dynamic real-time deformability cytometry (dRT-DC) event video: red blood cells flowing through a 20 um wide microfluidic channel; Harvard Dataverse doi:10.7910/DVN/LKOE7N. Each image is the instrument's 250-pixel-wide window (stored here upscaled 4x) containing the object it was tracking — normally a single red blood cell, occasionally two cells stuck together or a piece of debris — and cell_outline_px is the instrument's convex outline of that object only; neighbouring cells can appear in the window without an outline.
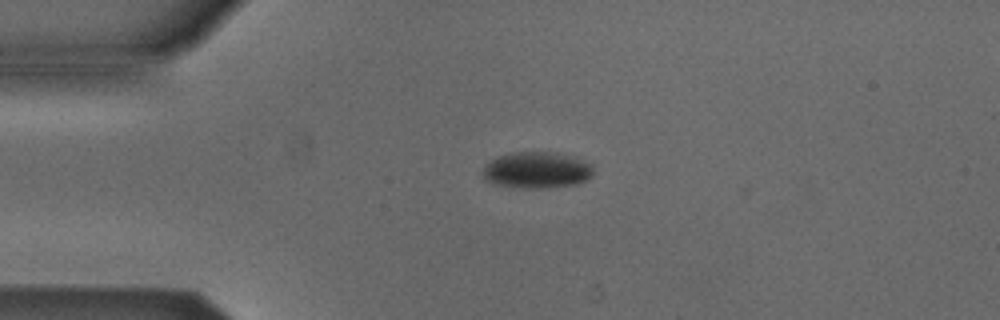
{"species": "Egyptian fruit bat (a non-hibernating species)", "species_latin": "Rousettus aegyptiacus", "temperature_condition": "cold", "stored_images_in_passage": 5, "camera_frame_rate_fps": 3000, "um_per_image_px": 0.085, "animal": {"sex": "male"}, "frame": {"image": 1, "passage_image": 1, "time_ms": 0.0, "image_size_px": [1000, 320], "cell_outline_px": [[592, 176], [576, 184], [536, 188], [496, 184], [484, 180], [484, 164], [496, 156], [512, 152], [556, 152], [576, 156], [592, 164]], "centroid_in_image_um": [45.63, 14.42], "position_along_channel_um": 39.4, "area_um2": 23.35}}
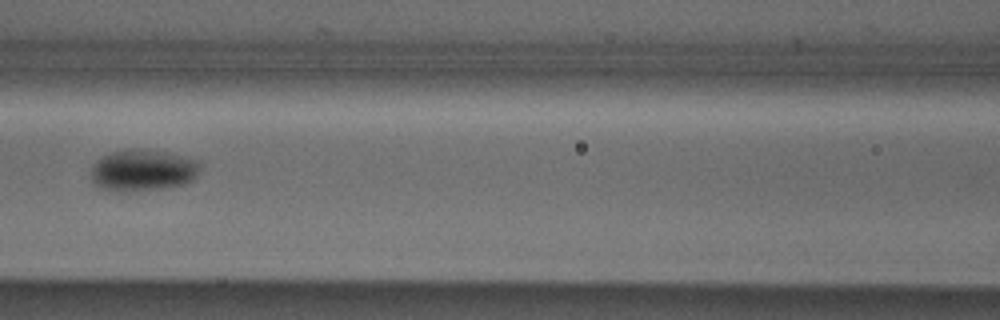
{"frame": {"image": 2, "passage_image": 4, "time_ms": 1.0, "image_size_px": [1000, 320], "cell_outline_px": [[200, 168], [196, 176], [192, 180], [184, 184], [164, 188], [132, 192], [116, 192], [100, 188], [92, 184], [92, 168], [96, 160], [112, 152], [128, 148], [140, 148], [168, 152], [200, 160]], "centroid_in_image_um": [12.14, 14.48], "position_along_channel_um": 154.5, "area_um2": 26.99}}
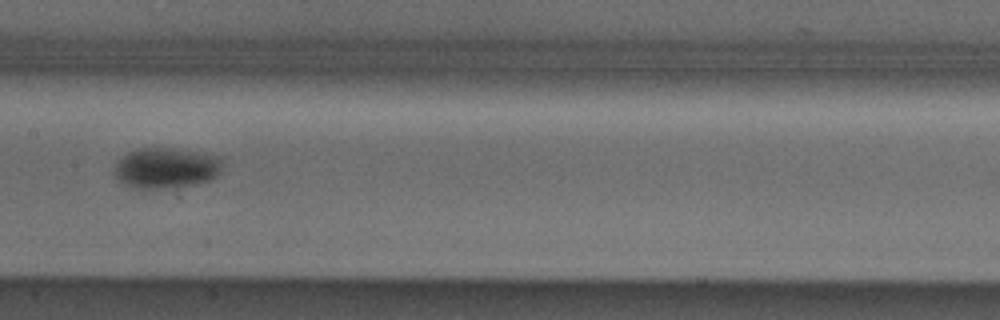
{"frame": {"image": 3, "passage_image": 5, "time_ms": 1.333, "image_size_px": [1000, 320], "cell_outline_px": [[220, 172], [216, 176], [208, 180], [196, 184], [180, 188], [132, 188], [120, 180], [112, 172], [116, 160], [128, 152], [140, 148], [172, 148], [220, 156]], "centroid_in_image_um": [14.07, 14.28], "position_along_channel_um": 193.3, "area_um2": 25.66}}